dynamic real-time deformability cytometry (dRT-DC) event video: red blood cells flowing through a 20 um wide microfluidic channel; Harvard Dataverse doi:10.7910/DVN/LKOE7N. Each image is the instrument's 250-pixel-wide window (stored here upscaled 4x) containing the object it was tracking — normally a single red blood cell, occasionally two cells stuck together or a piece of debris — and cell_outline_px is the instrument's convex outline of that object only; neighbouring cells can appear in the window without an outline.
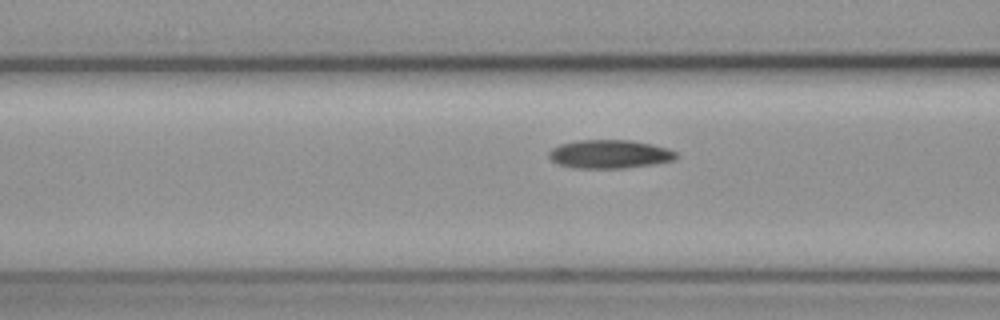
{"species": "common noctule bat (a hibernating species)", "species_latin": "Nyctalus noctula", "temperature_condition": "cold", "stored_images_in_passage": 8, "camera_frame_rate_fps": 3000, "um_per_image_px": 0.085, "animal": {"sex": "female", "body_mass_g": 19.3, "forearm_length_mm": 54.1}, "frame": {"image": 1, "passage_image": 7, "time_ms": 2.0, "image_size_px": [1000, 320], "cell_outline_px": [[680, 156], [676, 160], [656, 164], [624, 168], [572, 168], [556, 164], [548, 156], [548, 152], [552, 148], [560, 144], [580, 140], [632, 140], [652, 144], [668, 148], [676, 152]], "centroid_in_image_um": [51.85, 13.11], "position_along_channel_um": 114.8, "area_um2": 21.5}}